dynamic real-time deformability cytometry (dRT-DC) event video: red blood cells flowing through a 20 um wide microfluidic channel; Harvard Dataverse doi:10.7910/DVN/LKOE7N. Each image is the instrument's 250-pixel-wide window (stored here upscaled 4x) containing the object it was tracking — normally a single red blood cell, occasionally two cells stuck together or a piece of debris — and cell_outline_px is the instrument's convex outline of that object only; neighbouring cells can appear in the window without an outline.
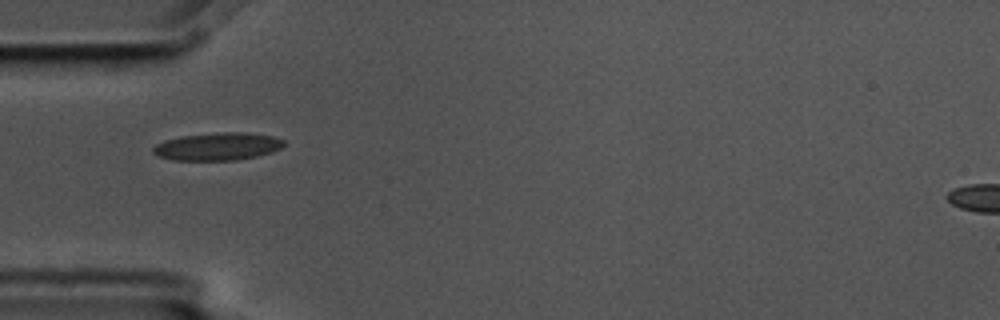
{"species": "common noctule bat (a hibernating species)", "species_latin": "Nyctalus noctula", "temperature_condition": "cold", "stored_images_in_passage": 11, "camera_frame_rate_fps": 3000, "um_per_image_px": 0.085, "animal": {"sex": "male", "body_mass_g": 17.5, "forearm_length_mm": 52.3}, "frame": {"image": 1, "passage_image": 1, "time_ms": 0.0, "image_size_px": [1000, 320], "cell_outline_px": [[284, 144], [280, 148], [272, 152], [256, 156], [236, 160], [172, 160], [156, 156], [152, 152], [152, 148], [156, 144], [164, 140], [180, 136], [220, 132], [248, 132], [272, 136], [284, 140]], "centroid_in_image_um": [18.46, 12.45], "position_along_channel_um": 66.5, "area_um2": 21.21}}
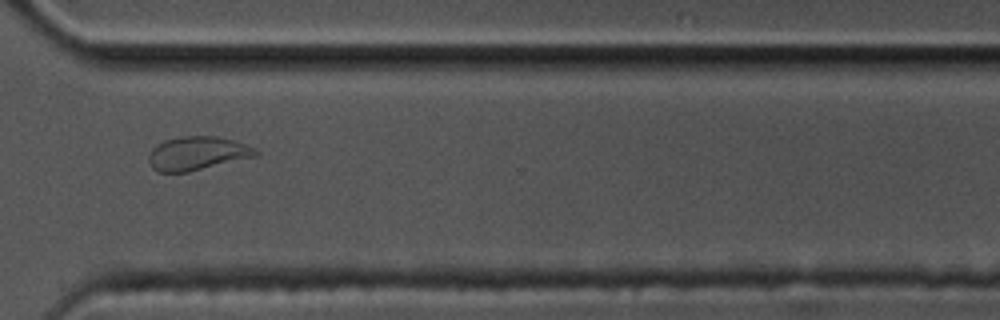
{"frame": {"image": 2, "passage_image": 8, "time_ms": 2.333, "image_size_px": [1000, 320], "cell_outline_px": [[260, 156], [188, 172], [160, 172], [152, 168], [148, 160], [148, 156], [152, 148], [156, 144], [164, 140], [184, 136], [216, 136], [232, 140], [256, 148], [260, 152]], "centroid_in_image_um": [16.8, 13.04], "position_along_channel_um": 353.8, "area_um2": 21.21}}
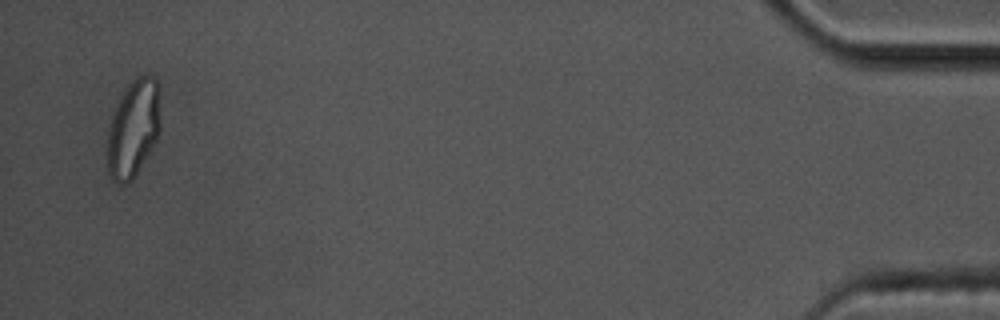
{"frame": {"image": 3, "passage_image": 11, "time_ms": 3.333, "image_size_px": [1000, 320], "cell_outline_px": [[160, 128], [156, 140], [136, 176], [132, 180], [120, 184], [116, 184], [112, 180], [108, 172], [108, 132], [112, 116], [128, 84], [136, 76], [152, 76], [160, 84]], "centroid_in_image_um": [11.37, 10.93], "position_along_channel_um": 423.8, "area_um2": 30.11}}